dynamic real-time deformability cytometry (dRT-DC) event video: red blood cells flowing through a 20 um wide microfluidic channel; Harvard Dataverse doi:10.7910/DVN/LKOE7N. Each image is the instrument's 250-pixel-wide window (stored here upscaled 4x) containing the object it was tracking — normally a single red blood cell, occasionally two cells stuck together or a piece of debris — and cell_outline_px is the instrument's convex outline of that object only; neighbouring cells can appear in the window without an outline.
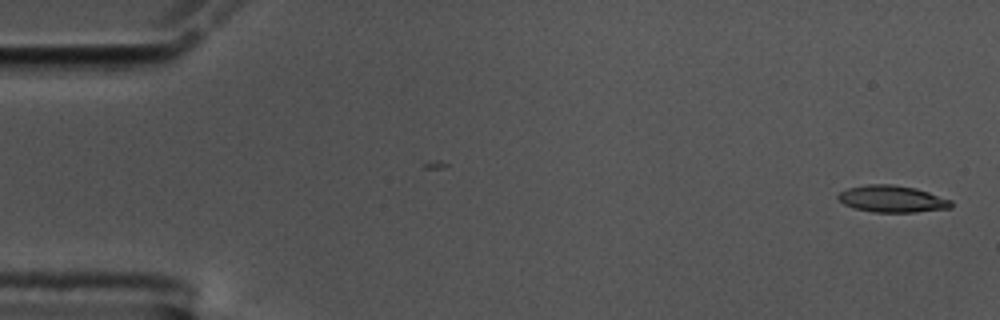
{"species": "common noctule bat (a hibernating species)", "species_latin": "Nyctalus noctula", "temperature_condition": "cold", "stored_images_in_passage": 55, "camera_frame_rate_fps": 3000, "um_per_image_px": 0.085, "animal": {"sex": "male", "body_mass_g": 17.5, "forearm_length_mm": 52.3}, "frame": {"image": 1, "passage_image": 1, "time_ms": 0.0, "image_size_px": [1000, 320], "cell_outline_px": [[952, 208], [916, 212], [872, 212], [856, 208], [844, 204], [836, 196], [840, 192], [848, 188], [868, 184], [892, 184], [916, 188], [952, 200]], "centroid_in_image_um": [75.85, 16.91], "position_along_channel_um": 9.1, "area_um2": 17.63}}
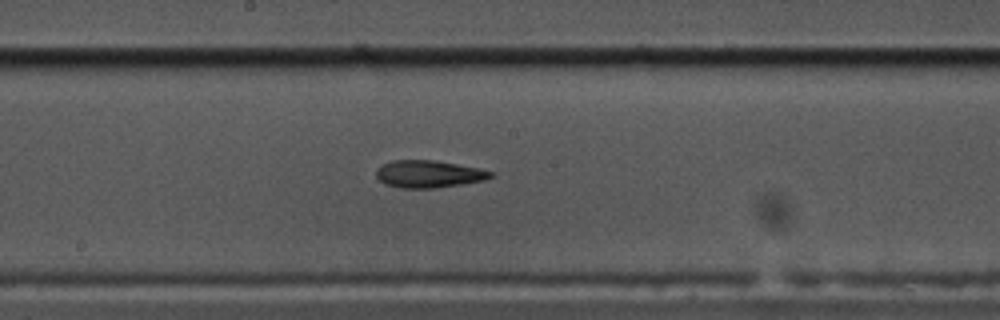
{"frame": {"image": 2, "passage_image": 29, "time_ms": 9.333, "image_size_px": [1000, 320], "cell_outline_px": [[496, 176], [484, 180], [436, 188], [400, 188], [384, 184], [376, 176], [376, 172], [384, 164], [392, 160], [436, 160], [496, 172]], "centroid_in_image_um": [36.47, 14.8], "position_along_channel_um": 211.7, "area_um2": 18.15}}
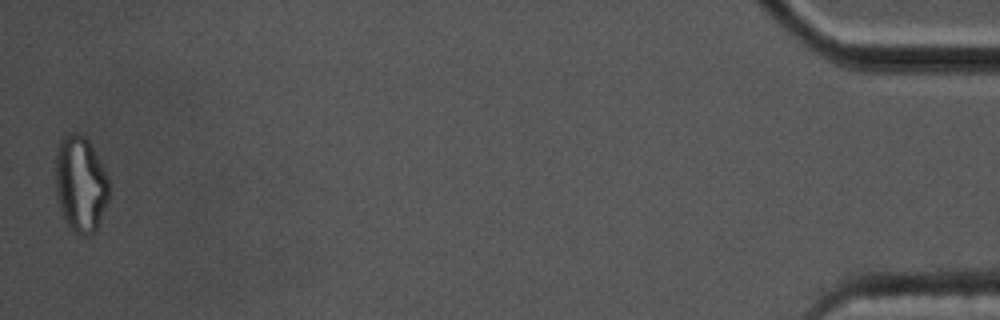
{"frame": {"image": 3, "passage_image": 55, "time_ms": 18.0, "image_size_px": [1000, 320], "cell_outline_px": [[108, 200], [96, 232], [92, 236], [80, 236], [72, 232], [68, 228], [64, 220], [60, 208], [56, 188], [56, 152], [60, 140], [64, 136], [72, 132], [76, 132], [84, 136], [88, 140], [108, 176]], "centroid_in_image_um": [6.84, 15.7], "position_along_channel_um": 428.4, "area_um2": 30.17}, "authors_computed_cell_mechanics": {"area_um2": 18.0914, "velocity_mm_per_s": 3.5758, "shape_relaxation_time_tau1_ms": 4.7003, "shape_relaxation_time_tau2_ms": 4.5247, "deformation_change_tau1": 0.1961, "deformation_change_tau2": 0.148}}